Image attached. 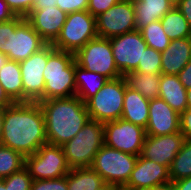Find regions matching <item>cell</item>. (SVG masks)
Listing matches in <instances>:
<instances>
[{
  "label": "cell",
  "instance_id": "8992f818",
  "mask_svg": "<svg viewBox=\"0 0 191 190\" xmlns=\"http://www.w3.org/2000/svg\"><path fill=\"white\" fill-rule=\"evenodd\" d=\"M138 156L116 150L105 144L95 155L91 168L103 179L123 187L129 180Z\"/></svg>",
  "mask_w": 191,
  "mask_h": 190
},
{
  "label": "cell",
  "instance_id": "83f0119b",
  "mask_svg": "<svg viewBox=\"0 0 191 190\" xmlns=\"http://www.w3.org/2000/svg\"><path fill=\"white\" fill-rule=\"evenodd\" d=\"M171 182L182 178L191 177V139H185V142L173 159L169 169Z\"/></svg>",
  "mask_w": 191,
  "mask_h": 190
},
{
  "label": "cell",
  "instance_id": "f546056e",
  "mask_svg": "<svg viewBox=\"0 0 191 190\" xmlns=\"http://www.w3.org/2000/svg\"><path fill=\"white\" fill-rule=\"evenodd\" d=\"M25 167V157L13 149L0 146V179L9 177Z\"/></svg>",
  "mask_w": 191,
  "mask_h": 190
},
{
  "label": "cell",
  "instance_id": "681fc988",
  "mask_svg": "<svg viewBox=\"0 0 191 190\" xmlns=\"http://www.w3.org/2000/svg\"><path fill=\"white\" fill-rule=\"evenodd\" d=\"M0 190H8V188L5 186V182L2 179H0Z\"/></svg>",
  "mask_w": 191,
  "mask_h": 190
},
{
  "label": "cell",
  "instance_id": "4316f807",
  "mask_svg": "<svg viewBox=\"0 0 191 190\" xmlns=\"http://www.w3.org/2000/svg\"><path fill=\"white\" fill-rule=\"evenodd\" d=\"M163 30L170 40L191 37L188 21L177 7H173L161 19Z\"/></svg>",
  "mask_w": 191,
  "mask_h": 190
},
{
  "label": "cell",
  "instance_id": "1f68e13d",
  "mask_svg": "<svg viewBox=\"0 0 191 190\" xmlns=\"http://www.w3.org/2000/svg\"><path fill=\"white\" fill-rule=\"evenodd\" d=\"M2 180L5 182V186L8 190H30L33 181L26 167H23Z\"/></svg>",
  "mask_w": 191,
  "mask_h": 190
},
{
  "label": "cell",
  "instance_id": "f1b7e54d",
  "mask_svg": "<svg viewBox=\"0 0 191 190\" xmlns=\"http://www.w3.org/2000/svg\"><path fill=\"white\" fill-rule=\"evenodd\" d=\"M140 32L148 47L154 48L156 51L163 52L170 45L171 40L163 30L160 20L151 22Z\"/></svg>",
  "mask_w": 191,
  "mask_h": 190
},
{
  "label": "cell",
  "instance_id": "c3c4849f",
  "mask_svg": "<svg viewBox=\"0 0 191 190\" xmlns=\"http://www.w3.org/2000/svg\"><path fill=\"white\" fill-rule=\"evenodd\" d=\"M186 93H187V108H191V88H188Z\"/></svg>",
  "mask_w": 191,
  "mask_h": 190
},
{
  "label": "cell",
  "instance_id": "d6986e66",
  "mask_svg": "<svg viewBox=\"0 0 191 190\" xmlns=\"http://www.w3.org/2000/svg\"><path fill=\"white\" fill-rule=\"evenodd\" d=\"M191 60V37L171 40L161 52V72L177 75Z\"/></svg>",
  "mask_w": 191,
  "mask_h": 190
},
{
  "label": "cell",
  "instance_id": "9c48e42d",
  "mask_svg": "<svg viewBox=\"0 0 191 190\" xmlns=\"http://www.w3.org/2000/svg\"><path fill=\"white\" fill-rule=\"evenodd\" d=\"M25 167L33 180L58 179L66 176L71 169L62 146L49 143L25 157Z\"/></svg>",
  "mask_w": 191,
  "mask_h": 190
},
{
  "label": "cell",
  "instance_id": "d590c367",
  "mask_svg": "<svg viewBox=\"0 0 191 190\" xmlns=\"http://www.w3.org/2000/svg\"><path fill=\"white\" fill-rule=\"evenodd\" d=\"M89 0H56V6L66 14L87 10Z\"/></svg>",
  "mask_w": 191,
  "mask_h": 190
},
{
  "label": "cell",
  "instance_id": "603a6c76",
  "mask_svg": "<svg viewBox=\"0 0 191 190\" xmlns=\"http://www.w3.org/2000/svg\"><path fill=\"white\" fill-rule=\"evenodd\" d=\"M108 80V78L101 74L81 68L75 60L76 96L84 103L93 97Z\"/></svg>",
  "mask_w": 191,
  "mask_h": 190
},
{
  "label": "cell",
  "instance_id": "ffe728a7",
  "mask_svg": "<svg viewBox=\"0 0 191 190\" xmlns=\"http://www.w3.org/2000/svg\"><path fill=\"white\" fill-rule=\"evenodd\" d=\"M149 101L136 90L127 86L121 118L146 129L149 119Z\"/></svg>",
  "mask_w": 191,
  "mask_h": 190
},
{
  "label": "cell",
  "instance_id": "277c9868",
  "mask_svg": "<svg viewBox=\"0 0 191 190\" xmlns=\"http://www.w3.org/2000/svg\"><path fill=\"white\" fill-rule=\"evenodd\" d=\"M104 145V124L89 120L68 142L62 145L68 166L91 167L95 155Z\"/></svg>",
  "mask_w": 191,
  "mask_h": 190
},
{
  "label": "cell",
  "instance_id": "60d3db41",
  "mask_svg": "<svg viewBox=\"0 0 191 190\" xmlns=\"http://www.w3.org/2000/svg\"><path fill=\"white\" fill-rule=\"evenodd\" d=\"M176 7L188 21L191 28V0H181Z\"/></svg>",
  "mask_w": 191,
  "mask_h": 190
},
{
  "label": "cell",
  "instance_id": "74e56055",
  "mask_svg": "<svg viewBox=\"0 0 191 190\" xmlns=\"http://www.w3.org/2000/svg\"><path fill=\"white\" fill-rule=\"evenodd\" d=\"M180 132L185 139H191V108L180 113Z\"/></svg>",
  "mask_w": 191,
  "mask_h": 190
},
{
  "label": "cell",
  "instance_id": "7a4b0ae2",
  "mask_svg": "<svg viewBox=\"0 0 191 190\" xmlns=\"http://www.w3.org/2000/svg\"><path fill=\"white\" fill-rule=\"evenodd\" d=\"M38 103L44 114L49 144L64 145L90 120L86 105L78 96L52 98Z\"/></svg>",
  "mask_w": 191,
  "mask_h": 190
},
{
  "label": "cell",
  "instance_id": "e0dca14e",
  "mask_svg": "<svg viewBox=\"0 0 191 190\" xmlns=\"http://www.w3.org/2000/svg\"><path fill=\"white\" fill-rule=\"evenodd\" d=\"M149 119L146 135L163 136L180 132V114L172 109L163 99L149 101Z\"/></svg>",
  "mask_w": 191,
  "mask_h": 190
},
{
  "label": "cell",
  "instance_id": "44dd1931",
  "mask_svg": "<svg viewBox=\"0 0 191 190\" xmlns=\"http://www.w3.org/2000/svg\"><path fill=\"white\" fill-rule=\"evenodd\" d=\"M187 89L177 75L161 74L159 98L179 114L187 109Z\"/></svg>",
  "mask_w": 191,
  "mask_h": 190
},
{
  "label": "cell",
  "instance_id": "52a82bcc",
  "mask_svg": "<svg viewBox=\"0 0 191 190\" xmlns=\"http://www.w3.org/2000/svg\"><path fill=\"white\" fill-rule=\"evenodd\" d=\"M97 37L96 18L87 10L67 14L66 21L52 46L76 53L88 41Z\"/></svg>",
  "mask_w": 191,
  "mask_h": 190
},
{
  "label": "cell",
  "instance_id": "d4e9b609",
  "mask_svg": "<svg viewBox=\"0 0 191 190\" xmlns=\"http://www.w3.org/2000/svg\"><path fill=\"white\" fill-rule=\"evenodd\" d=\"M162 73H143L131 71L124 78L127 86L136 90L148 100L159 98V85Z\"/></svg>",
  "mask_w": 191,
  "mask_h": 190
},
{
  "label": "cell",
  "instance_id": "5b68a950",
  "mask_svg": "<svg viewBox=\"0 0 191 190\" xmlns=\"http://www.w3.org/2000/svg\"><path fill=\"white\" fill-rule=\"evenodd\" d=\"M125 89L124 76L108 80L93 97L85 102L90 119L103 124L120 119L123 112Z\"/></svg>",
  "mask_w": 191,
  "mask_h": 190
},
{
  "label": "cell",
  "instance_id": "7bdbcfd3",
  "mask_svg": "<svg viewBox=\"0 0 191 190\" xmlns=\"http://www.w3.org/2000/svg\"><path fill=\"white\" fill-rule=\"evenodd\" d=\"M13 103L14 102L5 93L3 86L0 83V109H4V108L12 105Z\"/></svg>",
  "mask_w": 191,
  "mask_h": 190
},
{
  "label": "cell",
  "instance_id": "e575fe53",
  "mask_svg": "<svg viewBox=\"0 0 191 190\" xmlns=\"http://www.w3.org/2000/svg\"><path fill=\"white\" fill-rule=\"evenodd\" d=\"M15 16L26 17L32 10L35 0H4Z\"/></svg>",
  "mask_w": 191,
  "mask_h": 190
},
{
  "label": "cell",
  "instance_id": "ac0fdd59",
  "mask_svg": "<svg viewBox=\"0 0 191 190\" xmlns=\"http://www.w3.org/2000/svg\"><path fill=\"white\" fill-rule=\"evenodd\" d=\"M47 43L40 37L38 32L24 18L12 33L9 60L21 62L38 52Z\"/></svg>",
  "mask_w": 191,
  "mask_h": 190
},
{
  "label": "cell",
  "instance_id": "8d00e7d4",
  "mask_svg": "<svg viewBox=\"0 0 191 190\" xmlns=\"http://www.w3.org/2000/svg\"><path fill=\"white\" fill-rule=\"evenodd\" d=\"M119 1L120 0H89L87 11L96 18Z\"/></svg>",
  "mask_w": 191,
  "mask_h": 190
},
{
  "label": "cell",
  "instance_id": "cb8c5ba5",
  "mask_svg": "<svg viewBox=\"0 0 191 190\" xmlns=\"http://www.w3.org/2000/svg\"><path fill=\"white\" fill-rule=\"evenodd\" d=\"M0 83L8 97L15 102H23V82L19 62L8 60L0 69Z\"/></svg>",
  "mask_w": 191,
  "mask_h": 190
},
{
  "label": "cell",
  "instance_id": "9a60e30c",
  "mask_svg": "<svg viewBox=\"0 0 191 190\" xmlns=\"http://www.w3.org/2000/svg\"><path fill=\"white\" fill-rule=\"evenodd\" d=\"M185 142L181 132L163 136L146 135L141 156L170 169L173 159L177 156Z\"/></svg>",
  "mask_w": 191,
  "mask_h": 190
},
{
  "label": "cell",
  "instance_id": "4dcf8cb0",
  "mask_svg": "<svg viewBox=\"0 0 191 190\" xmlns=\"http://www.w3.org/2000/svg\"><path fill=\"white\" fill-rule=\"evenodd\" d=\"M137 72L143 73H162L161 72V52L154 48L147 47L144 50L142 61H139Z\"/></svg>",
  "mask_w": 191,
  "mask_h": 190
},
{
  "label": "cell",
  "instance_id": "ba28073f",
  "mask_svg": "<svg viewBox=\"0 0 191 190\" xmlns=\"http://www.w3.org/2000/svg\"><path fill=\"white\" fill-rule=\"evenodd\" d=\"M78 66L101 74L109 80L122 77L115 65L110 39L96 37L88 41L75 53Z\"/></svg>",
  "mask_w": 191,
  "mask_h": 190
},
{
  "label": "cell",
  "instance_id": "7dc6e473",
  "mask_svg": "<svg viewBox=\"0 0 191 190\" xmlns=\"http://www.w3.org/2000/svg\"><path fill=\"white\" fill-rule=\"evenodd\" d=\"M3 109H0V146L2 145Z\"/></svg>",
  "mask_w": 191,
  "mask_h": 190
},
{
  "label": "cell",
  "instance_id": "8fae6325",
  "mask_svg": "<svg viewBox=\"0 0 191 190\" xmlns=\"http://www.w3.org/2000/svg\"><path fill=\"white\" fill-rule=\"evenodd\" d=\"M136 30L133 0H120L96 17L98 37L113 38Z\"/></svg>",
  "mask_w": 191,
  "mask_h": 190
},
{
  "label": "cell",
  "instance_id": "7402d4cb",
  "mask_svg": "<svg viewBox=\"0 0 191 190\" xmlns=\"http://www.w3.org/2000/svg\"><path fill=\"white\" fill-rule=\"evenodd\" d=\"M136 30L160 20L174 6L168 0H133Z\"/></svg>",
  "mask_w": 191,
  "mask_h": 190
},
{
  "label": "cell",
  "instance_id": "ee69618b",
  "mask_svg": "<svg viewBox=\"0 0 191 190\" xmlns=\"http://www.w3.org/2000/svg\"><path fill=\"white\" fill-rule=\"evenodd\" d=\"M49 5H56V0H35L32 10H40Z\"/></svg>",
  "mask_w": 191,
  "mask_h": 190
},
{
  "label": "cell",
  "instance_id": "b9f144b4",
  "mask_svg": "<svg viewBox=\"0 0 191 190\" xmlns=\"http://www.w3.org/2000/svg\"><path fill=\"white\" fill-rule=\"evenodd\" d=\"M15 17L7 3L4 0H0V22L10 21Z\"/></svg>",
  "mask_w": 191,
  "mask_h": 190
},
{
  "label": "cell",
  "instance_id": "d6a6232c",
  "mask_svg": "<svg viewBox=\"0 0 191 190\" xmlns=\"http://www.w3.org/2000/svg\"><path fill=\"white\" fill-rule=\"evenodd\" d=\"M24 17L16 16L10 21L0 22V52L5 55L10 53L12 33Z\"/></svg>",
  "mask_w": 191,
  "mask_h": 190
},
{
  "label": "cell",
  "instance_id": "f35d334b",
  "mask_svg": "<svg viewBox=\"0 0 191 190\" xmlns=\"http://www.w3.org/2000/svg\"><path fill=\"white\" fill-rule=\"evenodd\" d=\"M177 76L186 89L191 88V60Z\"/></svg>",
  "mask_w": 191,
  "mask_h": 190
},
{
  "label": "cell",
  "instance_id": "7c38bea8",
  "mask_svg": "<svg viewBox=\"0 0 191 190\" xmlns=\"http://www.w3.org/2000/svg\"><path fill=\"white\" fill-rule=\"evenodd\" d=\"M110 43L115 65L122 76L137 69L148 47L139 30L110 38Z\"/></svg>",
  "mask_w": 191,
  "mask_h": 190
},
{
  "label": "cell",
  "instance_id": "30bf717a",
  "mask_svg": "<svg viewBox=\"0 0 191 190\" xmlns=\"http://www.w3.org/2000/svg\"><path fill=\"white\" fill-rule=\"evenodd\" d=\"M145 128L122 118L104 123V144L132 155H141Z\"/></svg>",
  "mask_w": 191,
  "mask_h": 190
},
{
  "label": "cell",
  "instance_id": "bcb514c9",
  "mask_svg": "<svg viewBox=\"0 0 191 190\" xmlns=\"http://www.w3.org/2000/svg\"><path fill=\"white\" fill-rule=\"evenodd\" d=\"M8 60V56L0 52V69L7 63Z\"/></svg>",
  "mask_w": 191,
  "mask_h": 190
},
{
  "label": "cell",
  "instance_id": "f6af8a7d",
  "mask_svg": "<svg viewBox=\"0 0 191 190\" xmlns=\"http://www.w3.org/2000/svg\"><path fill=\"white\" fill-rule=\"evenodd\" d=\"M97 190H122V188L115 184L104 183Z\"/></svg>",
  "mask_w": 191,
  "mask_h": 190
},
{
  "label": "cell",
  "instance_id": "6da1fadb",
  "mask_svg": "<svg viewBox=\"0 0 191 190\" xmlns=\"http://www.w3.org/2000/svg\"><path fill=\"white\" fill-rule=\"evenodd\" d=\"M46 143L45 118L39 103L15 102L3 109V146L27 157Z\"/></svg>",
  "mask_w": 191,
  "mask_h": 190
},
{
  "label": "cell",
  "instance_id": "836d02e7",
  "mask_svg": "<svg viewBox=\"0 0 191 190\" xmlns=\"http://www.w3.org/2000/svg\"><path fill=\"white\" fill-rule=\"evenodd\" d=\"M30 190H68L67 175L58 179L33 180Z\"/></svg>",
  "mask_w": 191,
  "mask_h": 190
},
{
  "label": "cell",
  "instance_id": "484cf974",
  "mask_svg": "<svg viewBox=\"0 0 191 190\" xmlns=\"http://www.w3.org/2000/svg\"><path fill=\"white\" fill-rule=\"evenodd\" d=\"M104 181L91 167L70 169L67 174L68 190H97Z\"/></svg>",
  "mask_w": 191,
  "mask_h": 190
},
{
  "label": "cell",
  "instance_id": "3957f363",
  "mask_svg": "<svg viewBox=\"0 0 191 190\" xmlns=\"http://www.w3.org/2000/svg\"><path fill=\"white\" fill-rule=\"evenodd\" d=\"M43 100L76 96L75 54L48 44V61L43 71Z\"/></svg>",
  "mask_w": 191,
  "mask_h": 190
},
{
  "label": "cell",
  "instance_id": "5bb4252c",
  "mask_svg": "<svg viewBox=\"0 0 191 190\" xmlns=\"http://www.w3.org/2000/svg\"><path fill=\"white\" fill-rule=\"evenodd\" d=\"M48 61V44L26 60L19 62L23 82V102L43 101V71Z\"/></svg>",
  "mask_w": 191,
  "mask_h": 190
},
{
  "label": "cell",
  "instance_id": "f907efd6",
  "mask_svg": "<svg viewBox=\"0 0 191 190\" xmlns=\"http://www.w3.org/2000/svg\"><path fill=\"white\" fill-rule=\"evenodd\" d=\"M174 7H176L181 0H168Z\"/></svg>",
  "mask_w": 191,
  "mask_h": 190
},
{
  "label": "cell",
  "instance_id": "4fadbf2b",
  "mask_svg": "<svg viewBox=\"0 0 191 190\" xmlns=\"http://www.w3.org/2000/svg\"><path fill=\"white\" fill-rule=\"evenodd\" d=\"M170 183L169 169L166 166L139 155L122 190H167Z\"/></svg>",
  "mask_w": 191,
  "mask_h": 190
},
{
  "label": "cell",
  "instance_id": "ab89813d",
  "mask_svg": "<svg viewBox=\"0 0 191 190\" xmlns=\"http://www.w3.org/2000/svg\"><path fill=\"white\" fill-rule=\"evenodd\" d=\"M168 190H191V177L171 182L168 186Z\"/></svg>",
  "mask_w": 191,
  "mask_h": 190
},
{
  "label": "cell",
  "instance_id": "2e32d148",
  "mask_svg": "<svg viewBox=\"0 0 191 190\" xmlns=\"http://www.w3.org/2000/svg\"><path fill=\"white\" fill-rule=\"evenodd\" d=\"M67 14L56 5L45 6L40 10H31L25 19L47 43L52 44L59 36Z\"/></svg>",
  "mask_w": 191,
  "mask_h": 190
}]
</instances>
